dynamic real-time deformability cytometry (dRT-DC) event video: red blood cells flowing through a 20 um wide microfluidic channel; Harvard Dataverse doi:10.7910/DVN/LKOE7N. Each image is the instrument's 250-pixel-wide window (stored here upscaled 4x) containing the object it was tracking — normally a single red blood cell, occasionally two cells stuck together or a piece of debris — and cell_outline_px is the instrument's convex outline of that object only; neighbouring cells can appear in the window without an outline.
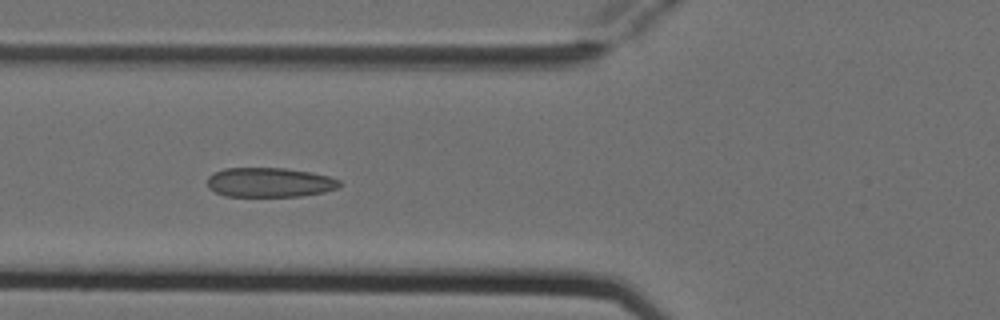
{"species": "Egyptian fruit bat (a non-hibernating species)", "species_latin": "Rousettus aegyptiacus", "temperature_condition": "cold", "stored_images_in_passage": 7, "camera_frame_rate_fps": 3000, "um_per_image_px": 0.085, "animal": {"sex": "female"}, "frame": {"image": 1, "passage_image": 5, "time_ms": 1.333, "image_size_px": [1000, 320], "cell_outline_px": [[344, 184], [340, 188], [324, 192], [300, 196], [224, 196], [208, 188], [208, 176], [212, 172], [224, 168], [284, 168], [312, 172], [328, 176], [340, 180]], "centroid_in_image_um": [22.94, 15.5], "position_along_channel_um": 102.9, "area_um2": 23.0}}
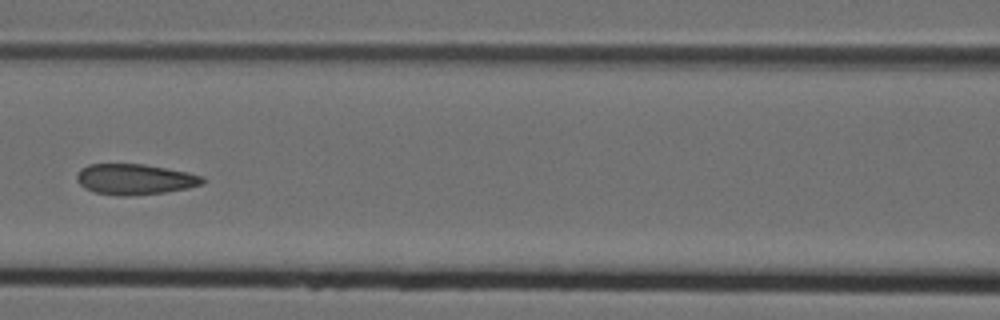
{"frame": {"image": 2, "passage_image": 6, "time_ms": 1.667, "image_size_px": [1000, 320], "cell_outline_px": [[204, 184], [188, 188], [164, 192], [124, 196], [116, 196], [96, 192], [84, 188], [76, 180], [76, 176], [80, 168], [88, 164], [144, 164], [188, 172], [204, 176]], "centroid_in_image_um": [11.46, 15.23], "position_along_channel_um": 155.1, "area_um2": 22.54}}
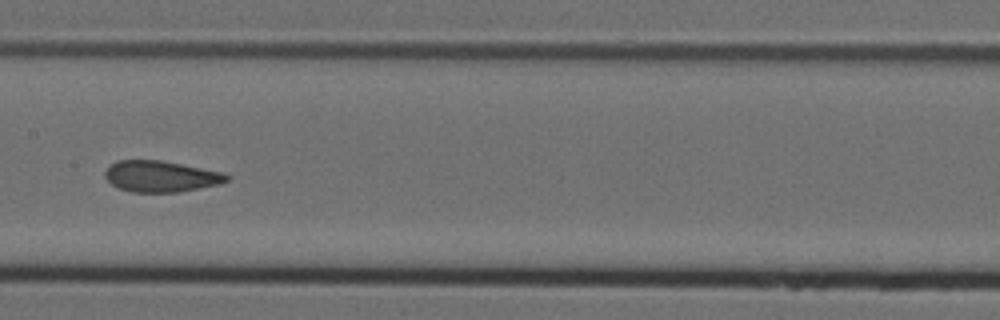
{"frame": {"image": 3, "passage_image": 7, "time_ms": 2.0, "image_size_px": [1000, 320], "cell_outline_px": [[228, 180], [220, 184], [180, 192], [132, 192], [120, 188], [112, 184], [104, 176], [104, 172], [116, 160], [160, 160], [220, 172], [228, 176]], "centroid_in_image_um": [13.64, 15.0], "position_along_channel_um": 193.8, "area_um2": 21.79}}